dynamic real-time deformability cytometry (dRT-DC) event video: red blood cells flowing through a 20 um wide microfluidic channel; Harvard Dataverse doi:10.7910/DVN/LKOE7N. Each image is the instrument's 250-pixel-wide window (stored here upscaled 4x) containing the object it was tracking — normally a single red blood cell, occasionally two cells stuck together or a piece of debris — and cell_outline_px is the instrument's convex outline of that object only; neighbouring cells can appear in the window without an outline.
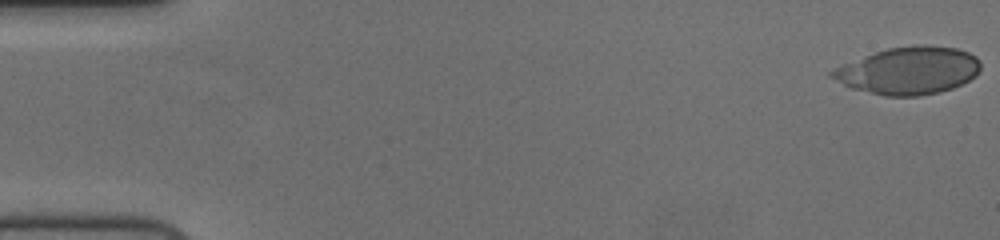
{"species": "human", "species_latin": "Homo sapiens", "temperature_condition": "cold", "stored_images_in_passage": 56, "camera_frame_rate_fps": 3000, "um_per_image_px": 0.085, "donor": {"sex": "female"}, "frame": {"image": 1, "passage_image": 1, "time_ms": 0.0, "image_size_px": [1000, 240], "cell_outline_px": [[980, 72], [976, 76], [952, 88], [940, 92], [920, 96], [884, 96], [852, 88], [828, 76], [828, 72], [844, 64], [876, 52], [888, 48], [924, 44], [956, 48], [968, 52], [976, 56], [980, 60]], "centroid_in_image_um": [77.27, 6.0], "position_along_channel_um": 7.7, "area_um2": 40.86}}
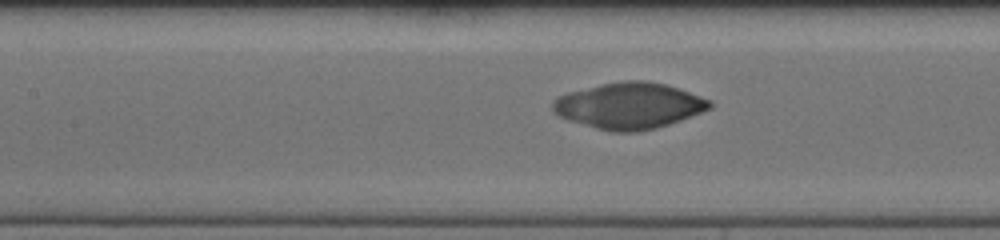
{"frame": {"image": 2, "passage_image": 26, "time_ms": 8.333, "image_size_px": [1000, 240], "cell_outline_px": [[712, 108], [680, 120], [656, 128], [636, 132], [612, 132], [596, 128], [568, 120], [552, 112], [552, 100], [568, 92], [604, 84], [624, 80], [644, 80], [664, 84], [680, 88], [712, 100]], "centroid_in_image_um": [53.49, 8.99], "position_along_channel_um": 153.9, "area_um2": 42.14}}
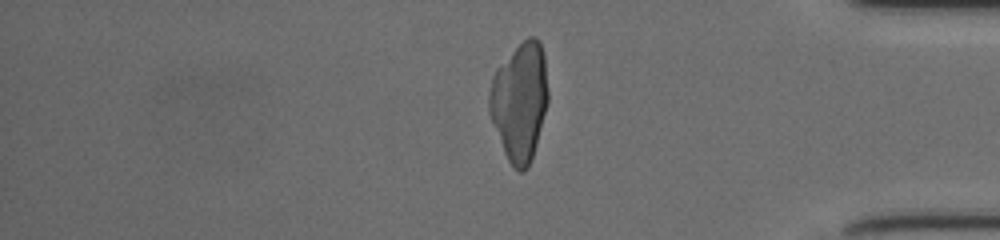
{"frame": {"image": 3, "passage_image": 47, "time_ms": 15.333, "image_size_px": [1000, 240], "cell_outline_px": [[548, 100], [536, 144], [528, 168], [524, 172], [520, 172], [508, 160], [504, 152], [492, 124], [488, 112], [488, 92], [492, 76], [496, 68], [528, 36], [536, 36], [540, 40], [544, 52], [548, 92]], "centroid_in_image_um": [44.16, 8.6], "position_along_channel_um": 391.0, "area_um2": 40.63}, "authors_computed_cell_mechanics": {"area_um2": 41.6738, "velocity_mm_per_s": 3.7283, "shape_relaxation_time_tau1_ms": 5.0768, "shape_relaxation_time_tau2_ms": null, "deformation_change_tau1": 0.1826, "deformation_change_tau2": null}}